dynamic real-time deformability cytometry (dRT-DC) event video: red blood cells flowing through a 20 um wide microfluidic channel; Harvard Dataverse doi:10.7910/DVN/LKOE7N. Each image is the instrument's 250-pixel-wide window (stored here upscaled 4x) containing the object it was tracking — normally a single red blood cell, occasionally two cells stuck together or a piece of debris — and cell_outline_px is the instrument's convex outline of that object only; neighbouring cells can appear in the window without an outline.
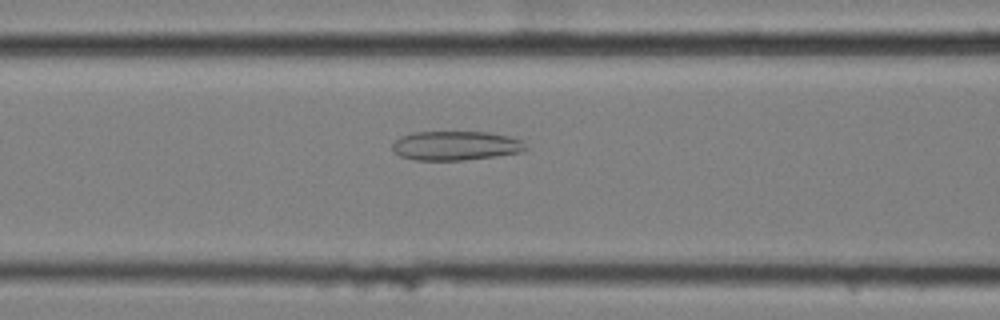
{"species": "common noctule bat (a hibernating species)", "species_latin": "Nyctalus noctula", "temperature_condition": "cold", "stored_images_in_passage": 45, "camera_frame_rate_fps": 3000, "um_per_image_px": 0.085, "animal": {"sex": "female", "body_mass_g": 25.1}, "frame": {"image": 1, "passage_image": 11, "time_ms": 3.333, "image_size_px": [1000, 320], "cell_outline_px": [[528, 148], [520, 152], [496, 156], [464, 160], [416, 160], [400, 156], [392, 148], [392, 144], [400, 136], [412, 132], [488, 132], [508, 136], [524, 140]], "centroid_in_image_um": [38.76, 12.38], "position_along_channel_um": 127.8, "area_um2": 22.77}}
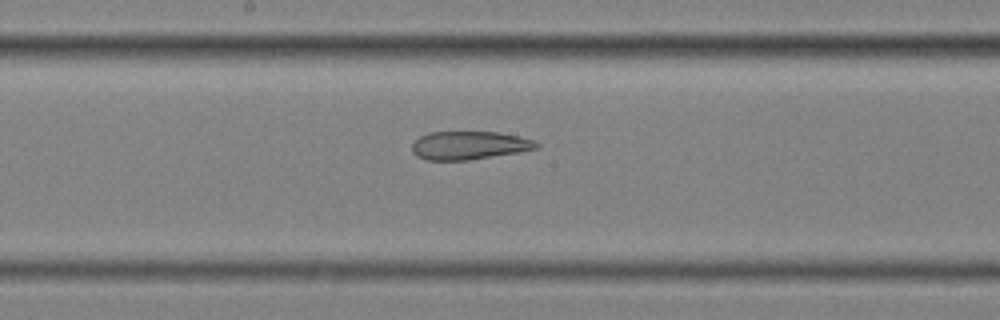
{"frame": {"image": 2, "passage_image": 18, "time_ms": 5.667, "image_size_px": [1000, 320], "cell_outline_px": [[540, 148], [520, 152], [468, 160], [424, 160], [416, 156], [412, 152], [412, 144], [420, 136], [428, 132], [500, 132], [520, 136], [532, 140], [540, 144]], "centroid_in_image_um": [39.89, 12.36], "position_along_channel_um": 208.3, "area_um2": 20.69}}
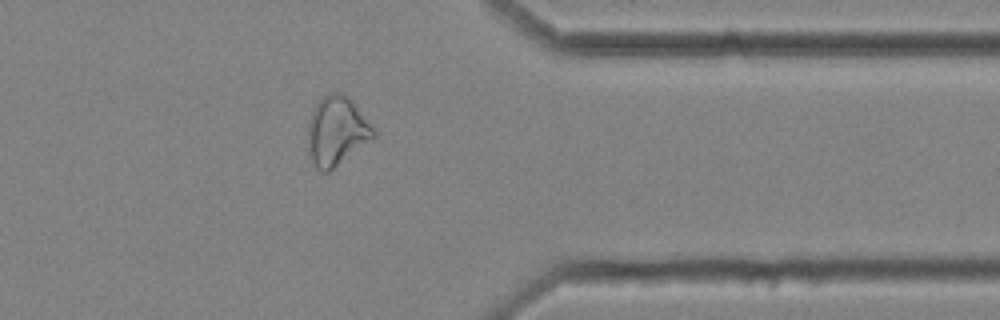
{"frame": {"image": 3, "passage_image": 34, "time_ms": 11.0, "image_size_px": [1000, 320], "cell_outline_px": [[376, 136], [372, 140], [328, 172], [320, 172], [316, 168], [312, 160], [308, 140], [308, 124], [312, 112], [316, 104], [324, 96], [332, 92], [340, 92], [348, 96], [352, 100], [376, 132]], "centroid_in_image_um": [28.63, 11.14], "position_along_channel_um": 382.8, "area_um2": 26.07}, "authors_computed_cell_mechanics": {"area_um2": 23.5824, "velocity_mm_per_s": 3.4569, "shape_relaxation_time_tau1_ms": null, "shape_relaxation_time_tau2_ms": 8.2898, "deformation_change_tau1": null, "deformation_change_tau2": 0.1956}}